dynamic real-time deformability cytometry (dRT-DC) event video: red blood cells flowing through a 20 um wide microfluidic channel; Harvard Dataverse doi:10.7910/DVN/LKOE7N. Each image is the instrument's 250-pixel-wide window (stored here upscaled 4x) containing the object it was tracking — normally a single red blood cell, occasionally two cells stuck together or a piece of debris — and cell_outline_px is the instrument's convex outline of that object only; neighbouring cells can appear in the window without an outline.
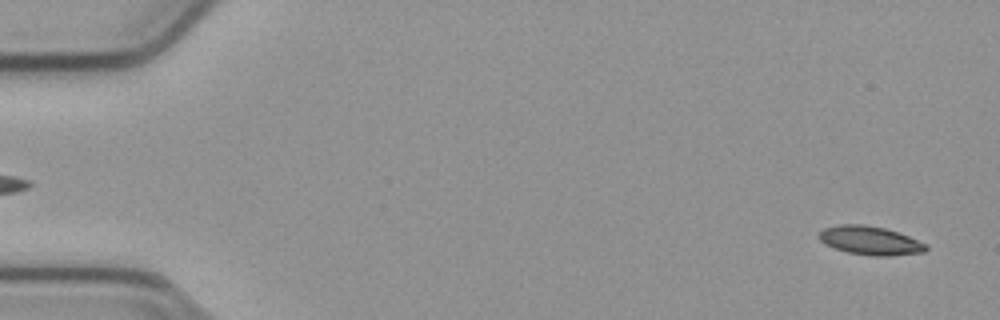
{"species": "common noctule bat (a hibernating species)", "species_latin": "Nyctalus noctula", "temperature_condition": "cold", "stored_images_in_passage": 12, "camera_frame_rate_fps": 3000, "um_per_image_px": 0.085, "animal": {"sex": "male", "body_mass_g": 23.1, "forearm_length_mm": 52.7}, "frame": {"image": 1, "passage_image": 2, "time_ms": 0.333, "image_size_px": [1000, 320], "cell_outline_px": [[928, 248], [924, 252], [888, 256], [872, 256], [848, 252], [824, 244], [816, 236], [824, 228], [840, 224], [864, 224], [884, 228], [908, 236], [928, 244]], "centroid_in_image_um": [73.95, 20.44], "position_along_channel_um": 11.0, "area_um2": 17.86}}